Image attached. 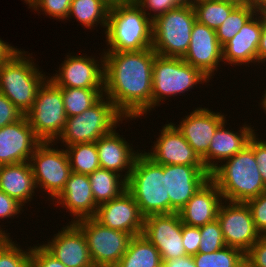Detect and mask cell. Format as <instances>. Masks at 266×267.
<instances>
[{
    "label": "cell",
    "instance_id": "cell-4",
    "mask_svg": "<svg viewBox=\"0 0 266 267\" xmlns=\"http://www.w3.org/2000/svg\"><path fill=\"white\" fill-rule=\"evenodd\" d=\"M126 190L133 196L144 217L170 214V198L166 193V165L155 163L143 150L135 158Z\"/></svg>",
    "mask_w": 266,
    "mask_h": 267
},
{
    "label": "cell",
    "instance_id": "cell-25",
    "mask_svg": "<svg viewBox=\"0 0 266 267\" xmlns=\"http://www.w3.org/2000/svg\"><path fill=\"white\" fill-rule=\"evenodd\" d=\"M228 119L216 130L209 144L207 151V171L211 173L218 163L233 157L238 152L242 151L249 143L250 138L257 130L251 123L244 122L239 127L238 131L232 128L229 130ZM253 126V127H251Z\"/></svg>",
    "mask_w": 266,
    "mask_h": 267
},
{
    "label": "cell",
    "instance_id": "cell-47",
    "mask_svg": "<svg viewBox=\"0 0 266 267\" xmlns=\"http://www.w3.org/2000/svg\"><path fill=\"white\" fill-rule=\"evenodd\" d=\"M266 62V14H262V31L257 51V64L265 66ZM261 63V64H260Z\"/></svg>",
    "mask_w": 266,
    "mask_h": 267
},
{
    "label": "cell",
    "instance_id": "cell-7",
    "mask_svg": "<svg viewBox=\"0 0 266 267\" xmlns=\"http://www.w3.org/2000/svg\"><path fill=\"white\" fill-rule=\"evenodd\" d=\"M209 82L208 77L182 58L156 54L152 71V111L166 100L171 101L168 97L184 96L198 84L208 85Z\"/></svg>",
    "mask_w": 266,
    "mask_h": 267
},
{
    "label": "cell",
    "instance_id": "cell-16",
    "mask_svg": "<svg viewBox=\"0 0 266 267\" xmlns=\"http://www.w3.org/2000/svg\"><path fill=\"white\" fill-rule=\"evenodd\" d=\"M158 138L152 149L143 150L155 163L160 165H203L202 160L188 144L187 140L174 125L168 122L159 129Z\"/></svg>",
    "mask_w": 266,
    "mask_h": 267
},
{
    "label": "cell",
    "instance_id": "cell-48",
    "mask_svg": "<svg viewBox=\"0 0 266 267\" xmlns=\"http://www.w3.org/2000/svg\"><path fill=\"white\" fill-rule=\"evenodd\" d=\"M162 267H196L193 256L185 255L175 259L163 261Z\"/></svg>",
    "mask_w": 266,
    "mask_h": 267
},
{
    "label": "cell",
    "instance_id": "cell-32",
    "mask_svg": "<svg viewBox=\"0 0 266 267\" xmlns=\"http://www.w3.org/2000/svg\"><path fill=\"white\" fill-rule=\"evenodd\" d=\"M72 172L90 174L100 168V161L95 142L77 143L65 147Z\"/></svg>",
    "mask_w": 266,
    "mask_h": 267
},
{
    "label": "cell",
    "instance_id": "cell-36",
    "mask_svg": "<svg viewBox=\"0 0 266 267\" xmlns=\"http://www.w3.org/2000/svg\"><path fill=\"white\" fill-rule=\"evenodd\" d=\"M10 238L6 237L0 244V267H30L31 245L25 250Z\"/></svg>",
    "mask_w": 266,
    "mask_h": 267
},
{
    "label": "cell",
    "instance_id": "cell-40",
    "mask_svg": "<svg viewBox=\"0 0 266 267\" xmlns=\"http://www.w3.org/2000/svg\"><path fill=\"white\" fill-rule=\"evenodd\" d=\"M24 206L19 203L16 199L8 196L4 191L0 190V220L5 221V219L9 220L11 218H18L20 214L24 212ZM22 212V213H21ZM19 214V215H18ZM17 216V217H16ZM1 226L5 227L4 225H0V231H2L7 237H11L9 234L6 233Z\"/></svg>",
    "mask_w": 266,
    "mask_h": 267
},
{
    "label": "cell",
    "instance_id": "cell-23",
    "mask_svg": "<svg viewBox=\"0 0 266 267\" xmlns=\"http://www.w3.org/2000/svg\"><path fill=\"white\" fill-rule=\"evenodd\" d=\"M61 205L71 216L69 223L95 217L98 206L95 203L90 180L87 174L72 172L62 192L50 203ZM74 219V220H73Z\"/></svg>",
    "mask_w": 266,
    "mask_h": 267
},
{
    "label": "cell",
    "instance_id": "cell-10",
    "mask_svg": "<svg viewBox=\"0 0 266 267\" xmlns=\"http://www.w3.org/2000/svg\"><path fill=\"white\" fill-rule=\"evenodd\" d=\"M58 146L54 142H41L29 160L36 187L48 195L43 198L50 202L62 192L72 173L66 149Z\"/></svg>",
    "mask_w": 266,
    "mask_h": 267
},
{
    "label": "cell",
    "instance_id": "cell-26",
    "mask_svg": "<svg viewBox=\"0 0 266 267\" xmlns=\"http://www.w3.org/2000/svg\"><path fill=\"white\" fill-rule=\"evenodd\" d=\"M223 201L219 188L209 179L178 211L181 222L187 226H204L217 219Z\"/></svg>",
    "mask_w": 266,
    "mask_h": 267
},
{
    "label": "cell",
    "instance_id": "cell-51",
    "mask_svg": "<svg viewBox=\"0 0 266 267\" xmlns=\"http://www.w3.org/2000/svg\"><path fill=\"white\" fill-rule=\"evenodd\" d=\"M257 12L266 14V0H257Z\"/></svg>",
    "mask_w": 266,
    "mask_h": 267
},
{
    "label": "cell",
    "instance_id": "cell-3",
    "mask_svg": "<svg viewBox=\"0 0 266 267\" xmlns=\"http://www.w3.org/2000/svg\"><path fill=\"white\" fill-rule=\"evenodd\" d=\"M210 179L219 188L223 200L229 202L246 203L266 192L254 151L248 145L219 164L210 173Z\"/></svg>",
    "mask_w": 266,
    "mask_h": 267
},
{
    "label": "cell",
    "instance_id": "cell-42",
    "mask_svg": "<svg viewBox=\"0 0 266 267\" xmlns=\"http://www.w3.org/2000/svg\"><path fill=\"white\" fill-rule=\"evenodd\" d=\"M31 246L30 267H66L50 254L42 245Z\"/></svg>",
    "mask_w": 266,
    "mask_h": 267
},
{
    "label": "cell",
    "instance_id": "cell-13",
    "mask_svg": "<svg viewBox=\"0 0 266 267\" xmlns=\"http://www.w3.org/2000/svg\"><path fill=\"white\" fill-rule=\"evenodd\" d=\"M217 220L226 246L237 248L244 254L261 237L247 203L224 200L220 205Z\"/></svg>",
    "mask_w": 266,
    "mask_h": 267
},
{
    "label": "cell",
    "instance_id": "cell-46",
    "mask_svg": "<svg viewBox=\"0 0 266 267\" xmlns=\"http://www.w3.org/2000/svg\"><path fill=\"white\" fill-rule=\"evenodd\" d=\"M251 267H266V236H261L245 254Z\"/></svg>",
    "mask_w": 266,
    "mask_h": 267
},
{
    "label": "cell",
    "instance_id": "cell-1",
    "mask_svg": "<svg viewBox=\"0 0 266 267\" xmlns=\"http://www.w3.org/2000/svg\"><path fill=\"white\" fill-rule=\"evenodd\" d=\"M153 48L104 52V95L125 118H140L152 111Z\"/></svg>",
    "mask_w": 266,
    "mask_h": 267
},
{
    "label": "cell",
    "instance_id": "cell-37",
    "mask_svg": "<svg viewBox=\"0 0 266 267\" xmlns=\"http://www.w3.org/2000/svg\"><path fill=\"white\" fill-rule=\"evenodd\" d=\"M199 228L201 238L198 252L212 253L226 246L223 239L221 226L217 219L206 223L204 226Z\"/></svg>",
    "mask_w": 266,
    "mask_h": 267
},
{
    "label": "cell",
    "instance_id": "cell-27",
    "mask_svg": "<svg viewBox=\"0 0 266 267\" xmlns=\"http://www.w3.org/2000/svg\"><path fill=\"white\" fill-rule=\"evenodd\" d=\"M0 190L24 207L38 192L29 162L0 166Z\"/></svg>",
    "mask_w": 266,
    "mask_h": 267
},
{
    "label": "cell",
    "instance_id": "cell-21",
    "mask_svg": "<svg viewBox=\"0 0 266 267\" xmlns=\"http://www.w3.org/2000/svg\"><path fill=\"white\" fill-rule=\"evenodd\" d=\"M42 141L35 135L26 116L0 129V166L29 162Z\"/></svg>",
    "mask_w": 266,
    "mask_h": 267
},
{
    "label": "cell",
    "instance_id": "cell-8",
    "mask_svg": "<svg viewBox=\"0 0 266 267\" xmlns=\"http://www.w3.org/2000/svg\"><path fill=\"white\" fill-rule=\"evenodd\" d=\"M196 22L193 6H178L152 21V48L158 55L183 58Z\"/></svg>",
    "mask_w": 266,
    "mask_h": 267
},
{
    "label": "cell",
    "instance_id": "cell-56",
    "mask_svg": "<svg viewBox=\"0 0 266 267\" xmlns=\"http://www.w3.org/2000/svg\"><path fill=\"white\" fill-rule=\"evenodd\" d=\"M7 236L2 232L0 231V244L2 243V241L6 238Z\"/></svg>",
    "mask_w": 266,
    "mask_h": 267
},
{
    "label": "cell",
    "instance_id": "cell-34",
    "mask_svg": "<svg viewBox=\"0 0 266 267\" xmlns=\"http://www.w3.org/2000/svg\"><path fill=\"white\" fill-rule=\"evenodd\" d=\"M256 12V5H237L222 25L215 29L221 46L230 41Z\"/></svg>",
    "mask_w": 266,
    "mask_h": 267
},
{
    "label": "cell",
    "instance_id": "cell-28",
    "mask_svg": "<svg viewBox=\"0 0 266 267\" xmlns=\"http://www.w3.org/2000/svg\"><path fill=\"white\" fill-rule=\"evenodd\" d=\"M110 6L107 0H72L66 20L70 22L69 19L75 18L83 28L91 31L100 24L105 33Z\"/></svg>",
    "mask_w": 266,
    "mask_h": 267
},
{
    "label": "cell",
    "instance_id": "cell-2",
    "mask_svg": "<svg viewBox=\"0 0 266 267\" xmlns=\"http://www.w3.org/2000/svg\"><path fill=\"white\" fill-rule=\"evenodd\" d=\"M152 20L134 1L112 3L105 30L107 49L103 52H130L152 48Z\"/></svg>",
    "mask_w": 266,
    "mask_h": 267
},
{
    "label": "cell",
    "instance_id": "cell-30",
    "mask_svg": "<svg viewBox=\"0 0 266 267\" xmlns=\"http://www.w3.org/2000/svg\"><path fill=\"white\" fill-rule=\"evenodd\" d=\"M88 177L97 206L119 197L126 190L127 181L116 172L100 167Z\"/></svg>",
    "mask_w": 266,
    "mask_h": 267
},
{
    "label": "cell",
    "instance_id": "cell-18",
    "mask_svg": "<svg viewBox=\"0 0 266 267\" xmlns=\"http://www.w3.org/2000/svg\"><path fill=\"white\" fill-rule=\"evenodd\" d=\"M210 179L203 165H166V193L170 213L181 210L188 200Z\"/></svg>",
    "mask_w": 266,
    "mask_h": 267
},
{
    "label": "cell",
    "instance_id": "cell-5",
    "mask_svg": "<svg viewBox=\"0 0 266 267\" xmlns=\"http://www.w3.org/2000/svg\"><path fill=\"white\" fill-rule=\"evenodd\" d=\"M34 59V60H33ZM32 57L23 49L17 50L0 64V92L25 115L32 107L38 88L48 78Z\"/></svg>",
    "mask_w": 266,
    "mask_h": 267
},
{
    "label": "cell",
    "instance_id": "cell-50",
    "mask_svg": "<svg viewBox=\"0 0 266 267\" xmlns=\"http://www.w3.org/2000/svg\"><path fill=\"white\" fill-rule=\"evenodd\" d=\"M236 5H256L257 0H225Z\"/></svg>",
    "mask_w": 266,
    "mask_h": 267
},
{
    "label": "cell",
    "instance_id": "cell-22",
    "mask_svg": "<svg viewBox=\"0 0 266 267\" xmlns=\"http://www.w3.org/2000/svg\"><path fill=\"white\" fill-rule=\"evenodd\" d=\"M262 31V14L256 12L222 48V60L233 67L257 63V51ZM253 63V64H252ZM235 65V66H234Z\"/></svg>",
    "mask_w": 266,
    "mask_h": 267
},
{
    "label": "cell",
    "instance_id": "cell-45",
    "mask_svg": "<svg viewBox=\"0 0 266 267\" xmlns=\"http://www.w3.org/2000/svg\"><path fill=\"white\" fill-rule=\"evenodd\" d=\"M200 238L199 227L187 226L182 223V243L186 250V255L194 256L198 253Z\"/></svg>",
    "mask_w": 266,
    "mask_h": 267
},
{
    "label": "cell",
    "instance_id": "cell-12",
    "mask_svg": "<svg viewBox=\"0 0 266 267\" xmlns=\"http://www.w3.org/2000/svg\"><path fill=\"white\" fill-rule=\"evenodd\" d=\"M67 54L57 73L48 77L57 87L104 89V52L99 59L93 54Z\"/></svg>",
    "mask_w": 266,
    "mask_h": 267
},
{
    "label": "cell",
    "instance_id": "cell-38",
    "mask_svg": "<svg viewBox=\"0 0 266 267\" xmlns=\"http://www.w3.org/2000/svg\"><path fill=\"white\" fill-rule=\"evenodd\" d=\"M72 0H33L27 7L30 10H34L37 14L42 13L49 18L55 20H61V22L67 19ZM40 11V12H39Z\"/></svg>",
    "mask_w": 266,
    "mask_h": 267
},
{
    "label": "cell",
    "instance_id": "cell-39",
    "mask_svg": "<svg viewBox=\"0 0 266 267\" xmlns=\"http://www.w3.org/2000/svg\"><path fill=\"white\" fill-rule=\"evenodd\" d=\"M246 203L251 210L256 229L261 236H266V192L248 200Z\"/></svg>",
    "mask_w": 266,
    "mask_h": 267
},
{
    "label": "cell",
    "instance_id": "cell-17",
    "mask_svg": "<svg viewBox=\"0 0 266 267\" xmlns=\"http://www.w3.org/2000/svg\"><path fill=\"white\" fill-rule=\"evenodd\" d=\"M222 48L215 30L196 21L192 28L188 51L182 59L211 80L222 65Z\"/></svg>",
    "mask_w": 266,
    "mask_h": 267
},
{
    "label": "cell",
    "instance_id": "cell-11",
    "mask_svg": "<svg viewBox=\"0 0 266 267\" xmlns=\"http://www.w3.org/2000/svg\"><path fill=\"white\" fill-rule=\"evenodd\" d=\"M75 224L85 235L94 267H115L133 237L102 225L94 217L81 219Z\"/></svg>",
    "mask_w": 266,
    "mask_h": 267
},
{
    "label": "cell",
    "instance_id": "cell-33",
    "mask_svg": "<svg viewBox=\"0 0 266 267\" xmlns=\"http://www.w3.org/2000/svg\"><path fill=\"white\" fill-rule=\"evenodd\" d=\"M61 90L67 118L83 113L104 95V89L61 88Z\"/></svg>",
    "mask_w": 266,
    "mask_h": 267
},
{
    "label": "cell",
    "instance_id": "cell-9",
    "mask_svg": "<svg viewBox=\"0 0 266 267\" xmlns=\"http://www.w3.org/2000/svg\"><path fill=\"white\" fill-rule=\"evenodd\" d=\"M25 116L42 142H54L67 122L61 88L47 78L38 88L35 101Z\"/></svg>",
    "mask_w": 266,
    "mask_h": 267
},
{
    "label": "cell",
    "instance_id": "cell-6",
    "mask_svg": "<svg viewBox=\"0 0 266 267\" xmlns=\"http://www.w3.org/2000/svg\"><path fill=\"white\" fill-rule=\"evenodd\" d=\"M124 120L125 122H123ZM127 120L130 122L136 118H125L114 104L103 95L83 113L67 118L62 133L54 143L61 142L60 146L66 147L77 143L96 142L120 123L128 122Z\"/></svg>",
    "mask_w": 266,
    "mask_h": 267
},
{
    "label": "cell",
    "instance_id": "cell-19",
    "mask_svg": "<svg viewBox=\"0 0 266 267\" xmlns=\"http://www.w3.org/2000/svg\"><path fill=\"white\" fill-rule=\"evenodd\" d=\"M41 245L66 267H94L84 233L75 223H67Z\"/></svg>",
    "mask_w": 266,
    "mask_h": 267
},
{
    "label": "cell",
    "instance_id": "cell-52",
    "mask_svg": "<svg viewBox=\"0 0 266 267\" xmlns=\"http://www.w3.org/2000/svg\"><path fill=\"white\" fill-rule=\"evenodd\" d=\"M177 6H190L193 5L194 0H173Z\"/></svg>",
    "mask_w": 266,
    "mask_h": 267
},
{
    "label": "cell",
    "instance_id": "cell-55",
    "mask_svg": "<svg viewBox=\"0 0 266 267\" xmlns=\"http://www.w3.org/2000/svg\"><path fill=\"white\" fill-rule=\"evenodd\" d=\"M110 4L112 3H121V2H132L134 0H107Z\"/></svg>",
    "mask_w": 266,
    "mask_h": 267
},
{
    "label": "cell",
    "instance_id": "cell-35",
    "mask_svg": "<svg viewBox=\"0 0 266 267\" xmlns=\"http://www.w3.org/2000/svg\"><path fill=\"white\" fill-rule=\"evenodd\" d=\"M244 258L241 250L229 246L212 253L198 252L193 256L196 267H235Z\"/></svg>",
    "mask_w": 266,
    "mask_h": 267
},
{
    "label": "cell",
    "instance_id": "cell-24",
    "mask_svg": "<svg viewBox=\"0 0 266 267\" xmlns=\"http://www.w3.org/2000/svg\"><path fill=\"white\" fill-rule=\"evenodd\" d=\"M118 127L120 125L100 137L95 143L100 167L120 174L127 181L135 158L142 150H134L133 143L130 141L128 143L123 135L117 132Z\"/></svg>",
    "mask_w": 266,
    "mask_h": 267
},
{
    "label": "cell",
    "instance_id": "cell-15",
    "mask_svg": "<svg viewBox=\"0 0 266 267\" xmlns=\"http://www.w3.org/2000/svg\"><path fill=\"white\" fill-rule=\"evenodd\" d=\"M142 235L158 249L162 261L186 255L182 243V222L178 212L144 217Z\"/></svg>",
    "mask_w": 266,
    "mask_h": 267
},
{
    "label": "cell",
    "instance_id": "cell-49",
    "mask_svg": "<svg viewBox=\"0 0 266 267\" xmlns=\"http://www.w3.org/2000/svg\"><path fill=\"white\" fill-rule=\"evenodd\" d=\"M17 50L19 49L0 38V64L7 61Z\"/></svg>",
    "mask_w": 266,
    "mask_h": 267
},
{
    "label": "cell",
    "instance_id": "cell-44",
    "mask_svg": "<svg viewBox=\"0 0 266 267\" xmlns=\"http://www.w3.org/2000/svg\"><path fill=\"white\" fill-rule=\"evenodd\" d=\"M24 115L0 92V129L20 120Z\"/></svg>",
    "mask_w": 266,
    "mask_h": 267
},
{
    "label": "cell",
    "instance_id": "cell-41",
    "mask_svg": "<svg viewBox=\"0 0 266 267\" xmlns=\"http://www.w3.org/2000/svg\"><path fill=\"white\" fill-rule=\"evenodd\" d=\"M134 3L143 10L152 21L165 14L167 11L178 7L173 0H134Z\"/></svg>",
    "mask_w": 266,
    "mask_h": 267
},
{
    "label": "cell",
    "instance_id": "cell-14",
    "mask_svg": "<svg viewBox=\"0 0 266 267\" xmlns=\"http://www.w3.org/2000/svg\"><path fill=\"white\" fill-rule=\"evenodd\" d=\"M224 113L211 111L208 107H193V111L181 117L179 124H174L181 132L194 152L202 160L207 170V151L216 130L226 121Z\"/></svg>",
    "mask_w": 266,
    "mask_h": 267
},
{
    "label": "cell",
    "instance_id": "cell-20",
    "mask_svg": "<svg viewBox=\"0 0 266 267\" xmlns=\"http://www.w3.org/2000/svg\"><path fill=\"white\" fill-rule=\"evenodd\" d=\"M94 218L106 227L132 236L140 235L143 231L144 216L127 190L119 197L99 205Z\"/></svg>",
    "mask_w": 266,
    "mask_h": 267
},
{
    "label": "cell",
    "instance_id": "cell-31",
    "mask_svg": "<svg viewBox=\"0 0 266 267\" xmlns=\"http://www.w3.org/2000/svg\"><path fill=\"white\" fill-rule=\"evenodd\" d=\"M192 6L196 21L215 30L237 5L225 0H198Z\"/></svg>",
    "mask_w": 266,
    "mask_h": 267
},
{
    "label": "cell",
    "instance_id": "cell-29",
    "mask_svg": "<svg viewBox=\"0 0 266 267\" xmlns=\"http://www.w3.org/2000/svg\"><path fill=\"white\" fill-rule=\"evenodd\" d=\"M158 249L142 234L133 236L115 267H162Z\"/></svg>",
    "mask_w": 266,
    "mask_h": 267
},
{
    "label": "cell",
    "instance_id": "cell-54",
    "mask_svg": "<svg viewBox=\"0 0 266 267\" xmlns=\"http://www.w3.org/2000/svg\"><path fill=\"white\" fill-rule=\"evenodd\" d=\"M235 267H251L250 262L245 257L237 266Z\"/></svg>",
    "mask_w": 266,
    "mask_h": 267
},
{
    "label": "cell",
    "instance_id": "cell-53",
    "mask_svg": "<svg viewBox=\"0 0 266 267\" xmlns=\"http://www.w3.org/2000/svg\"><path fill=\"white\" fill-rule=\"evenodd\" d=\"M263 92H264V94L262 95V97H261L262 99L260 100V103H258L259 104L258 106L260 107V105H261V108H263V112L265 114L266 113V89H264Z\"/></svg>",
    "mask_w": 266,
    "mask_h": 267
},
{
    "label": "cell",
    "instance_id": "cell-57",
    "mask_svg": "<svg viewBox=\"0 0 266 267\" xmlns=\"http://www.w3.org/2000/svg\"><path fill=\"white\" fill-rule=\"evenodd\" d=\"M33 0H24V2L26 3V5L29 6V4L32 2Z\"/></svg>",
    "mask_w": 266,
    "mask_h": 267
},
{
    "label": "cell",
    "instance_id": "cell-43",
    "mask_svg": "<svg viewBox=\"0 0 266 267\" xmlns=\"http://www.w3.org/2000/svg\"><path fill=\"white\" fill-rule=\"evenodd\" d=\"M258 133L250 138L248 146L254 151L256 162L258 163V169L261 174L262 181L266 185V139L259 138ZM262 139V140H261Z\"/></svg>",
    "mask_w": 266,
    "mask_h": 267
}]
</instances>
